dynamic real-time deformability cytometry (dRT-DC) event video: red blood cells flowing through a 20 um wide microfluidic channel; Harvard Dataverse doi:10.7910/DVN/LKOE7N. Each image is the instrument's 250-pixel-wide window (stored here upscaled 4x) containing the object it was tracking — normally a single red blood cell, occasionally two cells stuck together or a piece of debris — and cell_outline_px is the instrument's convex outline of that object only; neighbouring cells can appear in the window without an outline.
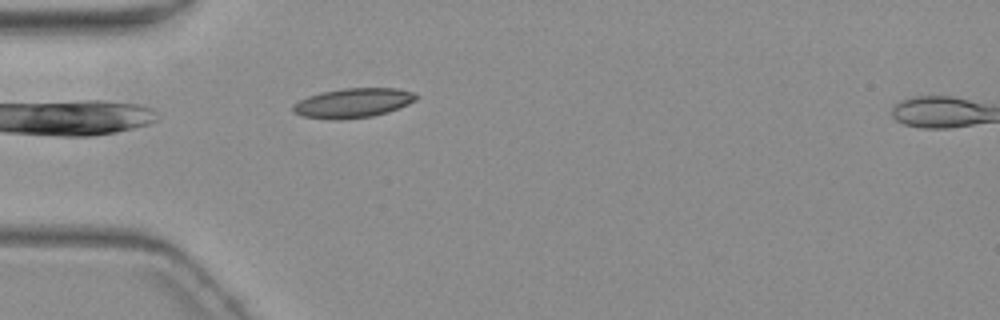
{"species": "common noctule bat (a hibernating species)", "species_latin": "Nyctalus noctula", "temperature_condition": "warm", "stored_images_in_passage": 2, "camera_frame_rate_fps": 3000, "um_per_image_px": 0.085, "animal": {"sex": "female", "body_mass_g": 19.3, "forearm_length_mm": 54.1}, "frame": {"image": 1, "passage_image": 1, "time_ms": 0.0, "image_size_px": [1000, 320], "cell_outline_px": [[420, 96], [416, 100], [408, 104], [388, 112], [372, 116], [304, 116], [296, 112], [292, 108], [292, 104], [308, 96], [320, 92], [344, 88], [396, 88], [412, 92]], "centroid_in_image_um": [30.1, 8.68], "position_along_channel_um": 54.9, "area_um2": 20.06}}